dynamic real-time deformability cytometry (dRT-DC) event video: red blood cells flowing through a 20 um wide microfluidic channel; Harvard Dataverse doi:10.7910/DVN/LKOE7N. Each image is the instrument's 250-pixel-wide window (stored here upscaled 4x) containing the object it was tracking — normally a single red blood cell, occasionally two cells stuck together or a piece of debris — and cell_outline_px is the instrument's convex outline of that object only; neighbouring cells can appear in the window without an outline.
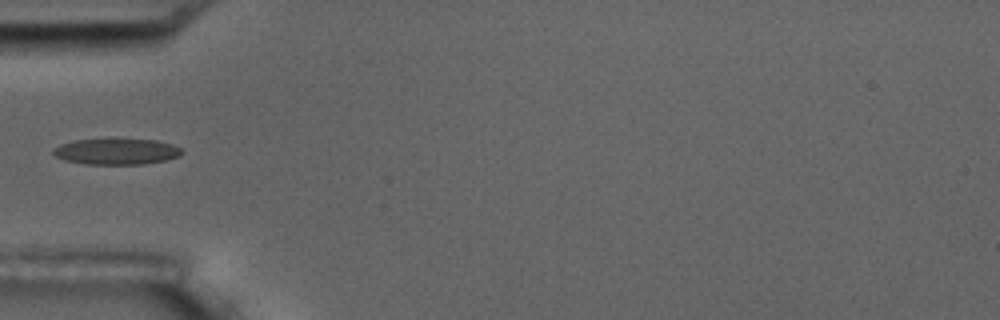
{"species": "common noctule bat (a hibernating species)", "species_latin": "Nyctalus noctula", "temperature_condition": "room temperature", "stored_images_in_passage": 3, "camera_frame_rate_fps": 3000, "um_per_image_px": 0.085, "animal": {"sex": "male", "body_mass_g": 17.5, "forearm_length_mm": 52.3}, "frame": {"image": 1, "passage_image": 1, "time_ms": 0.0, "image_size_px": [1000, 320], "cell_outline_px": [[184, 152], [180, 156], [164, 160], [144, 164], [84, 164], [64, 160], [56, 156], [52, 152], [52, 148], [60, 144], [76, 140], [156, 140], [172, 144], [180, 148]], "centroid_in_image_um": [9.89, 12.89], "position_along_channel_um": 75.1, "area_um2": 19.25}}